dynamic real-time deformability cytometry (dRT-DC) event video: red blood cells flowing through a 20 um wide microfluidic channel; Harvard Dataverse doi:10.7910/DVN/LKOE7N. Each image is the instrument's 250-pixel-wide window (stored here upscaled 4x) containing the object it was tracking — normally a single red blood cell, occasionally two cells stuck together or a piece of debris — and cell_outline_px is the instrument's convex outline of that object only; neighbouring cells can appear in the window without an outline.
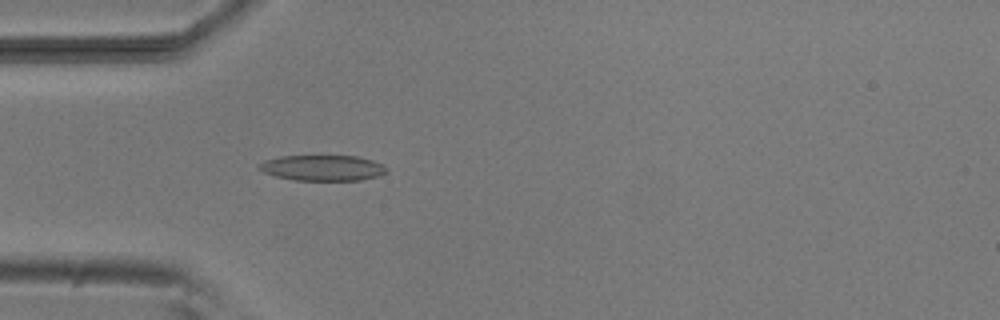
{"species": "common noctule bat (a hibernating species)", "species_latin": "Nyctalus noctula", "temperature_condition": "room temperature", "stored_images_in_passage": 4, "camera_frame_rate_fps": 3000, "um_per_image_px": 0.085, "animal": {"sex": "male", "body_mass_g": 20.5, "forearm_length_mm": 52.5}, "frame": {"image": 1, "passage_image": 4, "time_ms": 3.667, "image_size_px": [1000, 320], "cell_outline_px": [[388, 172], [380, 176], [360, 180], [296, 180], [276, 176], [264, 172], [256, 168], [264, 160], [280, 156], [356, 156], [372, 160], [388, 168]], "centroid_in_image_um": [27.43, 14.27], "position_along_channel_um": 57.6, "area_um2": 19.02}}